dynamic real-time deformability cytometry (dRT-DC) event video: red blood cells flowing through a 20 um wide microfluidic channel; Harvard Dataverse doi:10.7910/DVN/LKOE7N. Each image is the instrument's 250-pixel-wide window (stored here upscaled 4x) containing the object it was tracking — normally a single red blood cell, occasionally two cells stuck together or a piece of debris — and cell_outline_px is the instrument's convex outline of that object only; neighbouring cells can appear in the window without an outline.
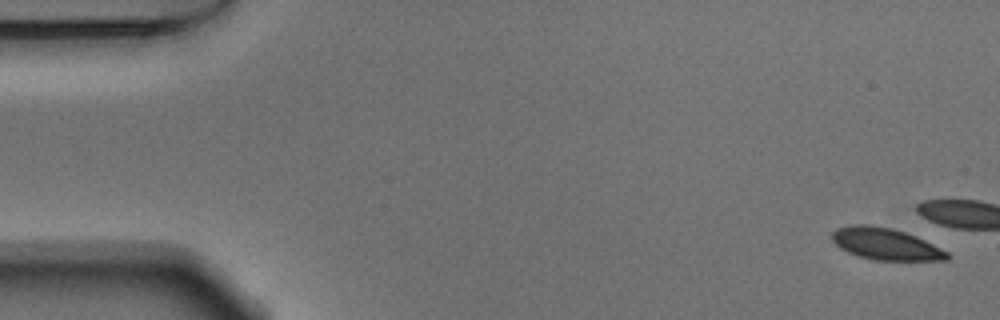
{"species": "Egyptian fruit bat (a non-hibernating species)", "species_latin": "Rousettus aegyptiacus", "temperature_condition": "warm", "stored_images_in_passage": 9, "camera_frame_rate_fps": 3000, "um_per_image_px": 0.085, "animal": {"sex": "male"}, "frame": {"image": 1, "passage_image": 1, "time_ms": 0.0, "image_size_px": [1000, 320], "cell_outline_px": [[948, 260], [876, 260], [856, 256], [840, 248], [832, 240], [832, 232], [836, 228], [856, 224], [872, 224], [904, 232], [916, 236], [948, 252]], "centroid_in_image_um": [75.24, 20.73], "position_along_channel_um": 9.8, "area_um2": 21.15}}